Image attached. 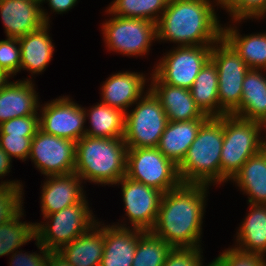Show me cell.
I'll use <instances>...</instances> for the list:
<instances>
[{
    "label": "cell",
    "mask_w": 266,
    "mask_h": 266,
    "mask_svg": "<svg viewBox=\"0 0 266 266\" xmlns=\"http://www.w3.org/2000/svg\"><path fill=\"white\" fill-rule=\"evenodd\" d=\"M40 110L39 129L44 133L74 142L85 136L84 123L87 118L84 108L69 97H59L46 103Z\"/></svg>",
    "instance_id": "cell-13"
},
{
    "label": "cell",
    "mask_w": 266,
    "mask_h": 266,
    "mask_svg": "<svg viewBox=\"0 0 266 266\" xmlns=\"http://www.w3.org/2000/svg\"><path fill=\"white\" fill-rule=\"evenodd\" d=\"M215 260L221 266H266L264 256L241 251L236 246L224 250Z\"/></svg>",
    "instance_id": "cell-34"
},
{
    "label": "cell",
    "mask_w": 266,
    "mask_h": 266,
    "mask_svg": "<svg viewBox=\"0 0 266 266\" xmlns=\"http://www.w3.org/2000/svg\"><path fill=\"white\" fill-rule=\"evenodd\" d=\"M92 214L88 202H79L44 216L50 222L43 225L35 223L36 238L46 250L58 252L96 224Z\"/></svg>",
    "instance_id": "cell-6"
},
{
    "label": "cell",
    "mask_w": 266,
    "mask_h": 266,
    "mask_svg": "<svg viewBox=\"0 0 266 266\" xmlns=\"http://www.w3.org/2000/svg\"><path fill=\"white\" fill-rule=\"evenodd\" d=\"M49 25L46 23L42 28L18 38L21 48L20 70L25 69L33 75L39 74L50 63L54 45L49 37Z\"/></svg>",
    "instance_id": "cell-23"
},
{
    "label": "cell",
    "mask_w": 266,
    "mask_h": 266,
    "mask_svg": "<svg viewBox=\"0 0 266 266\" xmlns=\"http://www.w3.org/2000/svg\"><path fill=\"white\" fill-rule=\"evenodd\" d=\"M206 120L168 121L156 148L178 166Z\"/></svg>",
    "instance_id": "cell-22"
},
{
    "label": "cell",
    "mask_w": 266,
    "mask_h": 266,
    "mask_svg": "<svg viewBox=\"0 0 266 266\" xmlns=\"http://www.w3.org/2000/svg\"><path fill=\"white\" fill-rule=\"evenodd\" d=\"M35 240L37 241L36 245L40 249V253L42 254H36L34 253H27L24 254L22 252H19L18 250H15V253L13 252L12 258H11V266H46L47 263V256H48V250H46L39 242V240L35 237ZM18 254H17V253Z\"/></svg>",
    "instance_id": "cell-40"
},
{
    "label": "cell",
    "mask_w": 266,
    "mask_h": 266,
    "mask_svg": "<svg viewBox=\"0 0 266 266\" xmlns=\"http://www.w3.org/2000/svg\"><path fill=\"white\" fill-rule=\"evenodd\" d=\"M114 224L104 226V251L100 266H132L138 236L143 231Z\"/></svg>",
    "instance_id": "cell-18"
},
{
    "label": "cell",
    "mask_w": 266,
    "mask_h": 266,
    "mask_svg": "<svg viewBox=\"0 0 266 266\" xmlns=\"http://www.w3.org/2000/svg\"><path fill=\"white\" fill-rule=\"evenodd\" d=\"M149 88L159 99L168 121H190L208 119L197 107L190 89L171 86L161 82L153 73Z\"/></svg>",
    "instance_id": "cell-17"
},
{
    "label": "cell",
    "mask_w": 266,
    "mask_h": 266,
    "mask_svg": "<svg viewBox=\"0 0 266 266\" xmlns=\"http://www.w3.org/2000/svg\"><path fill=\"white\" fill-rule=\"evenodd\" d=\"M46 266H72L58 252H48Z\"/></svg>",
    "instance_id": "cell-42"
},
{
    "label": "cell",
    "mask_w": 266,
    "mask_h": 266,
    "mask_svg": "<svg viewBox=\"0 0 266 266\" xmlns=\"http://www.w3.org/2000/svg\"><path fill=\"white\" fill-rule=\"evenodd\" d=\"M145 95V96H144ZM125 115L124 141L128 148H156L168 118L159 99L148 89Z\"/></svg>",
    "instance_id": "cell-7"
},
{
    "label": "cell",
    "mask_w": 266,
    "mask_h": 266,
    "mask_svg": "<svg viewBox=\"0 0 266 266\" xmlns=\"http://www.w3.org/2000/svg\"><path fill=\"white\" fill-rule=\"evenodd\" d=\"M47 177L48 180L43 184L40 197L43 216L58 212L79 202H87L81 185L82 179L76 173Z\"/></svg>",
    "instance_id": "cell-16"
},
{
    "label": "cell",
    "mask_w": 266,
    "mask_h": 266,
    "mask_svg": "<svg viewBox=\"0 0 266 266\" xmlns=\"http://www.w3.org/2000/svg\"><path fill=\"white\" fill-rule=\"evenodd\" d=\"M248 197V203L266 204V153L251 156L231 179Z\"/></svg>",
    "instance_id": "cell-25"
},
{
    "label": "cell",
    "mask_w": 266,
    "mask_h": 266,
    "mask_svg": "<svg viewBox=\"0 0 266 266\" xmlns=\"http://www.w3.org/2000/svg\"><path fill=\"white\" fill-rule=\"evenodd\" d=\"M100 224L97 221L85 234L64 245L58 253L72 266H100L104 251V224H101L103 227Z\"/></svg>",
    "instance_id": "cell-21"
},
{
    "label": "cell",
    "mask_w": 266,
    "mask_h": 266,
    "mask_svg": "<svg viewBox=\"0 0 266 266\" xmlns=\"http://www.w3.org/2000/svg\"><path fill=\"white\" fill-rule=\"evenodd\" d=\"M34 136H22L16 134H0V147L9 158H18L26 161L30 155L31 142Z\"/></svg>",
    "instance_id": "cell-36"
},
{
    "label": "cell",
    "mask_w": 266,
    "mask_h": 266,
    "mask_svg": "<svg viewBox=\"0 0 266 266\" xmlns=\"http://www.w3.org/2000/svg\"><path fill=\"white\" fill-rule=\"evenodd\" d=\"M22 215L23 209L12 220L0 225V256L11 254L35 239V223H22Z\"/></svg>",
    "instance_id": "cell-32"
},
{
    "label": "cell",
    "mask_w": 266,
    "mask_h": 266,
    "mask_svg": "<svg viewBox=\"0 0 266 266\" xmlns=\"http://www.w3.org/2000/svg\"><path fill=\"white\" fill-rule=\"evenodd\" d=\"M48 5L51 7L53 12L56 13H64L72 9L75 6L78 0H46ZM45 2V0H41V3Z\"/></svg>",
    "instance_id": "cell-41"
},
{
    "label": "cell",
    "mask_w": 266,
    "mask_h": 266,
    "mask_svg": "<svg viewBox=\"0 0 266 266\" xmlns=\"http://www.w3.org/2000/svg\"><path fill=\"white\" fill-rule=\"evenodd\" d=\"M127 152L124 138L85 135L76 142L74 173L95 184L116 185L126 175Z\"/></svg>",
    "instance_id": "cell-3"
},
{
    "label": "cell",
    "mask_w": 266,
    "mask_h": 266,
    "mask_svg": "<svg viewBox=\"0 0 266 266\" xmlns=\"http://www.w3.org/2000/svg\"><path fill=\"white\" fill-rule=\"evenodd\" d=\"M18 45V46H16ZM21 48L18 38L7 37L0 41V67L11 76L20 71Z\"/></svg>",
    "instance_id": "cell-35"
},
{
    "label": "cell",
    "mask_w": 266,
    "mask_h": 266,
    "mask_svg": "<svg viewBox=\"0 0 266 266\" xmlns=\"http://www.w3.org/2000/svg\"><path fill=\"white\" fill-rule=\"evenodd\" d=\"M222 146L223 116L209 117L177 166L181 183L220 184Z\"/></svg>",
    "instance_id": "cell-4"
},
{
    "label": "cell",
    "mask_w": 266,
    "mask_h": 266,
    "mask_svg": "<svg viewBox=\"0 0 266 266\" xmlns=\"http://www.w3.org/2000/svg\"><path fill=\"white\" fill-rule=\"evenodd\" d=\"M204 266V265H203ZM207 266H221L215 259L210 262Z\"/></svg>",
    "instance_id": "cell-46"
},
{
    "label": "cell",
    "mask_w": 266,
    "mask_h": 266,
    "mask_svg": "<svg viewBox=\"0 0 266 266\" xmlns=\"http://www.w3.org/2000/svg\"><path fill=\"white\" fill-rule=\"evenodd\" d=\"M222 37L234 48L250 69L266 71V33L242 36L236 26L223 27Z\"/></svg>",
    "instance_id": "cell-27"
},
{
    "label": "cell",
    "mask_w": 266,
    "mask_h": 266,
    "mask_svg": "<svg viewBox=\"0 0 266 266\" xmlns=\"http://www.w3.org/2000/svg\"><path fill=\"white\" fill-rule=\"evenodd\" d=\"M24 1H41V0H24Z\"/></svg>",
    "instance_id": "cell-48"
},
{
    "label": "cell",
    "mask_w": 266,
    "mask_h": 266,
    "mask_svg": "<svg viewBox=\"0 0 266 266\" xmlns=\"http://www.w3.org/2000/svg\"><path fill=\"white\" fill-rule=\"evenodd\" d=\"M208 187L181 183L164 193L151 232L173 248L200 246Z\"/></svg>",
    "instance_id": "cell-1"
},
{
    "label": "cell",
    "mask_w": 266,
    "mask_h": 266,
    "mask_svg": "<svg viewBox=\"0 0 266 266\" xmlns=\"http://www.w3.org/2000/svg\"><path fill=\"white\" fill-rule=\"evenodd\" d=\"M172 248L151 231H142L138 236L132 266H163Z\"/></svg>",
    "instance_id": "cell-31"
},
{
    "label": "cell",
    "mask_w": 266,
    "mask_h": 266,
    "mask_svg": "<svg viewBox=\"0 0 266 266\" xmlns=\"http://www.w3.org/2000/svg\"><path fill=\"white\" fill-rule=\"evenodd\" d=\"M111 16L102 25L104 41L109 50L127 56L148 54L152 41L157 39L156 23L113 14Z\"/></svg>",
    "instance_id": "cell-10"
},
{
    "label": "cell",
    "mask_w": 266,
    "mask_h": 266,
    "mask_svg": "<svg viewBox=\"0 0 266 266\" xmlns=\"http://www.w3.org/2000/svg\"><path fill=\"white\" fill-rule=\"evenodd\" d=\"M210 59L218 71L219 117L240 109L242 84L249 67L222 37L212 45Z\"/></svg>",
    "instance_id": "cell-8"
},
{
    "label": "cell",
    "mask_w": 266,
    "mask_h": 266,
    "mask_svg": "<svg viewBox=\"0 0 266 266\" xmlns=\"http://www.w3.org/2000/svg\"><path fill=\"white\" fill-rule=\"evenodd\" d=\"M200 247L172 248L163 266H203V252Z\"/></svg>",
    "instance_id": "cell-38"
},
{
    "label": "cell",
    "mask_w": 266,
    "mask_h": 266,
    "mask_svg": "<svg viewBox=\"0 0 266 266\" xmlns=\"http://www.w3.org/2000/svg\"><path fill=\"white\" fill-rule=\"evenodd\" d=\"M250 204L251 210L236 232L237 249L266 256V204ZM239 245V246H238Z\"/></svg>",
    "instance_id": "cell-26"
},
{
    "label": "cell",
    "mask_w": 266,
    "mask_h": 266,
    "mask_svg": "<svg viewBox=\"0 0 266 266\" xmlns=\"http://www.w3.org/2000/svg\"><path fill=\"white\" fill-rule=\"evenodd\" d=\"M227 12L236 23L247 18L259 19L266 15V0H237Z\"/></svg>",
    "instance_id": "cell-37"
},
{
    "label": "cell",
    "mask_w": 266,
    "mask_h": 266,
    "mask_svg": "<svg viewBox=\"0 0 266 266\" xmlns=\"http://www.w3.org/2000/svg\"><path fill=\"white\" fill-rule=\"evenodd\" d=\"M116 184L122 186L126 216L131 228L151 231L154 227L163 193L141 182L122 177Z\"/></svg>",
    "instance_id": "cell-14"
},
{
    "label": "cell",
    "mask_w": 266,
    "mask_h": 266,
    "mask_svg": "<svg viewBox=\"0 0 266 266\" xmlns=\"http://www.w3.org/2000/svg\"><path fill=\"white\" fill-rule=\"evenodd\" d=\"M41 1L0 0V15L6 37L19 38L49 24Z\"/></svg>",
    "instance_id": "cell-15"
},
{
    "label": "cell",
    "mask_w": 266,
    "mask_h": 266,
    "mask_svg": "<svg viewBox=\"0 0 266 266\" xmlns=\"http://www.w3.org/2000/svg\"><path fill=\"white\" fill-rule=\"evenodd\" d=\"M11 162L7 153L0 147V178L10 172Z\"/></svg>",
    "instance_id": "cell-43"
},
{
    "label": "cell",
    "mask_w": 266,
    "mask_h": 266,
    "mask_svg": "<svg viewBox=\"0 0 266 266\" xmlns=\"http://www.w3.org/2000/svg\"><path fill=\"white\" fill-rule=\"evenodd\" d=\"M263 129L266 126L260 122L223 115L221 183L231 180L251 156L263 149V137H259Z\"/></svg>",
    "instance_id": "cell-5"
},
{
    "label": "cell",
    "mask_w": 266,
    "mask_h": 266,
    "mask_svg": "<svg viewBox=\"0 0 266 266\" xmlns=\"http://www.w3.org/2000/svg\"><path fill=\"white\" fill-rule=\"evenodd\" d=\"M212 45L177 46L155 66L153 74L163 83L190 89L210 59Z\"/></svg>",
    "instance_id": "cell-11"
},
{
    "label": "cell",
    "mask_w": 266,
    "mask_h": 266,
    "mask_svg": "<svg viewBox=\"0 0 266 266\" xmlns=\"http://www.w3.org/2000/svg\"><path fill=\"white\" fill-rule=\"evenodd\" d=\"M39 104L32 80L9 82L0 88V125L15 117L38 115Z\"/></svg>",
    "instance_id": "cell-19"
},
{
    "label": "cell",
    "mask_w": 266,
    "mask_h": 266,
    "mask_svg": "<svg viewBox=\"0 0 266 266\" xmlns=\"http://www.w3.org/2000/svg\"><path fill=\"white\" fill-rule=\"evenodd\" d=\"M39 130V115L15 117L0 125V134L35 136Z\"/></svg>",
    "instance_id": "cell-39"
},
{
    "label": "cell",
    "mask_w": 266,
    "mask_h": 266,
    "mask_svg": "<svg viewBox=\"0 0 266 266\" xmlns=\"http://www.w3.org/2000/svg\"><path fill=\"white\" fill-rule=\"evenodd\" d=\"M262 70L249 69L242 84L240 109L234 114L266 126V77Z\"/></svg>",
    "instance_id": "cell-24"
},
{
    "label": "cell",
    "mask_w": 266,
    "mask_h": 266,
    "mask_svg": "<svg viewBox=\"0 0 266 266\" xmlns=\"http://www.w3.org/2000/svg\"><path fill=\"white\" fill-rule=\"evenodd\" d=\"M12 77L7 71H5L2 67H0V88L6 86L9 81L8 79Z\"/></svg>",
    "instance_id": "cell-44"
},
{
    "label": "cell",
    "mask_w": 266,
    "mask_h": 266,
    "mask_svg": "<svg viewBox=\"0 0 266 266\" xmlns=\"http://www.w3.org/2000/svg\"><path fill=\"white\" fill-rule=\"evenodd\" d=\"M190 92L204 115L219 117L218 71L211 59L200 70Z\"/></svg>",
    "instance_id": "cell-29"
},
{
    "label": "cell",
    "mask_w": 266,
    "mask_h": 266,
    "mask_svg": "<svg viewBox=\"0 0 266 266\" xmlns=\"http://www.w3.org/2000/svg\"><path fill=\"white\" fill-rule=\"evenodd\" d=\"M145 75L135 72L112 74L102 85L101 102L127 112L144 93Z\"/></svg>",
    "instance_id": "cell-20"
},
{
    "label": "cell",
    "mask_w": 266,
    "mask_h": 266,
    "mask_svg": "<svg viewBox=\"0 0 266 266\" xmlns=\"http://www.w3.org/2000/svg\"><path fill=\"white\" fill-rule=\"evenodd\" d=\"M22 184L2 181L0 184V225L12 220L22 210Z\"/></svg>",
    "instance_id": "cell-33"
},
{
    "label": "cell",
    "mask_w": 266,
    "mask_h": 266,
    "mask_svg": "<svg viewBox=\"0 0 266 266\" xmlns=\"http://www.w3.org/2000/svg\"><path fill=\"white\" fill-rule=\"evenodd\" d=\"M215 1V0H214ZM237 0H216L217 5L221 4L222 8L228 10Z\"/></svg>",
    "instance_id": "cell-45"
},
{
    "label": "cell",
    "mask_w": 266,
    "mask_h": 266,
    "mask_svg": "<svg viewBox=\"0 0 266 266\" xmlns=\"http://www.w3.org/2000/svg\"><path fill=\"white\" fill-rule=\"evenodd\" d=\"M125 176L163 194L181 184L177 166L157 148H128Z\"/></svg>",
    "instance_id": "cell-9"
},
{
    "label": "cell",
    "mask_w": 266,
    "mask_h": 266,
    "mask_svg": "<svg viewBox=\"0 0 266 266\" xmlns=\"http://www.w3.org/2000/svg\"><path fill=\"white\" fill-rule=\"evenodd\" d=\"M169 0H114L107 13L157 23ZM160 15V16H159Z\"/></svg>",
    "instance_id": "cell-30"
},
{
    "label": "cell",
    "mask_w": 266,
    "mask_h": 266,
    "mask_svg": "<svg viewBox=\"0 0 266 266\" xmlns=\"http://www.w3.org/2000/svg\"><path fill=\"white\" fill-rule=\"evenodd\" d=\"M89 111V112H88ZM85 118L90 119V129H85V135L97 138H123L125 128V115L121 109L110 107L102 102L84 108Z\"/></svg>",
    "instance_id": "cell-28"
},
{
    "label": "cell",
    "mask_w": 266,
    "mask_h": 266,
    "mask_svg": "<svg viewBox=\"0 0 266 266\" xmlns=\"http://www.w3.org/2000/svg\"><path fill=\"white\" fill-rule=\"evenodd\" d=\"M210 0H169L156 23L157 41L178 46L213 45L222 38L221 27Z\"/></svg>",
    "instance_id": "cell-2"
},
{
    "label": "cell",
    "mask_w": 266,
    "mask_h": 266,
    "mask_svg": "<svg viewBox=\"0 0 266 266\" xmlns=\"http://www.w3.org/2000/svg\"><path fill=\"white\" fill-rule=\"evenodd\" d=\"M263 150L266 153V139L263 138Z\"/></svg>",
    "instance_id": "cell-47"
},
{
    "label": "cell",
    "mask_w": 266,
    "mask_h": 266,
    "mask_svg": "<svg viewBox=\"0 0 266 266\" xmlns=\"http://www.w3.org/2000/svg\"><path fill=\"white\" fill-rule=\"evenodd\" d=\"M29 159L46 176L73 173L76 142L46 134L39 129L32 138Z\"/></svg>",
    "instance_id": "cell-12"
}]
</instances>
